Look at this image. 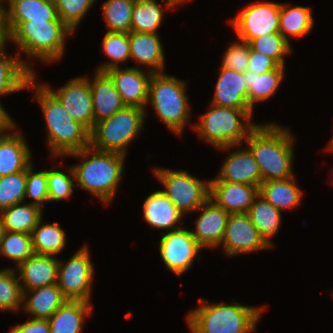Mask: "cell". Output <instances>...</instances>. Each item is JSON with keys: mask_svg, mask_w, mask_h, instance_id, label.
<instances>
[{"mask_svg": "<svg viewBox=\"0 0 333 333\" xmlns=\"http://www.w3.org/2000/svg\"><path fill=\"white\" fill-rule=\"evenodd\" d=\"M4 232H5V230H4V226H3V222H2V217H1V214H0V243L2 241Z\"/></svg>", "mask_w": 333, "mask_h": 333, "instance_id": "51", "label": "cell"}, {"mask_svg": "<svg viewBox=\"0 0 333 333\" xmlns=\"http://www.w3.org/2000/svg\"><path fill=\"white\" fill-rule=\"evenodd\" d=\"M59 258L33 254L17 268L22 292L57 283Z\"/></svg>", "mask_w": 333, "mask_h": 333, "instance_id": "19", "label": "cell"}, {"mask_svg": "<svg viewBox=\"0 0 333 333\" xmlns=\"http://www.w3.org/2000/svg\"><path fill=\"white\" fill-rule=\"evenodd\" d=\"M11 41L12 31L9 25L8 3L7 0H0V48L8 46Z\"/></svg>", "mask_w": 333, "mask_h": 333, "instance_id": "48", "label": "cell"}, {"mask_svg": "<svg viewBox=\"0 0 333 333\" xmlns=\"http://www.w3.org/2000/svg\"><path fill=\"white\" fill-rule=\"evenodd\" d=\"M34 254L32 237L23 232L5 231L0 243V256L14 262L12 268L16 269L27 258Z\"/></svg>", "mask_w": 333, "mask_h": 333, "instance_id": "39", "label": "cell"}, {"mask_svg": "<svg viewBox=\"0 0 333 333\" xmlns=\"http://www.w3.org/2000/svg\"><path fill=\"white\" fill-rule=\"evenodd\" d=\"M89 251L84 244L67 262L59 259L57 285L67 300L91 303L95 266Z\"/></svg>", "mask_w": 333, "mask_h": 333, "instance_id": "10", "label": "cell"}, {"mask_svg": "<svg viewBox=\"0 0 333 333\" xmlns=\"http://www.w3.org/2000/svg\"><path fill=\"white\" fill-rule=\"evenodd\" d=\"M34 162L26 169L25 200L31 199V204L44 208V203L49 202L47 170L34 172Z\"/></svg>", "mask_w": 333, "mask_h": 333, "instance_id": "44", "label": "cell"}, {"mask_svg": "<svg viewBox=\"0 0 333 333\" xmlns=\"http://www.w3.org/2000/svg\"><path fill=\"white\" fill-rule=\"evenodd\" d=\"M9 25L13 32L22 22L61 21L54 1L51 0H7Z\"/></svg>", "mask_w": 333, "mask_h": 333, "instance_id": "28", "label": "cell"}, {"mask_svg": "<svg viewBox=\"0 0 333 333\" xmlns=\"http://www.w3.org/2000/svg\"><path fill=\"white\" fill-rule=\"evenodd\" d=\"M211 104L235 109H251L243 72L220 67Z\"/></svg>", "mask_w": 333, "mask_h": 333, "instance_id": "21", "label": "cell"}, {"mask_svg": "<svg viewBox=\"0 0 333 333\" xmlns=\"http://www.w3.org/2000/svg\"><path fill=\"white\" fill-rule=\"evenodd\" d=\"M97 0H54L60 20L75 34L83 18Z\"/></svg>", "mask_w": 333, "mask_h": 333, "instance_id": "43", "label": "cell"}, {"mask_svg": "<svg viewBox=\"0 0 333 333\" xmlns=\"http://www.w3.org/2000/svg\"><path fill=\"white\" fill-rule=\"evenodd\" d=\"M73 33L62 21L22 22L12 32L11 42L17 46L20 58L21 53L30 58L25 60V65L36 74L29 62L36 59L41 63H56L65 54V43Z\"/></svg>", "mask_w": 333, "mask_h": 333, "instance_id": "5", "label": "cell"}, {"mask_svg": "<svg viewBox=\"0 0 333 333\" xmlns=\"http://www.w3.org/2000/svg\"><path fill=\"white\" fill-rule=\"evenodd\" d=\"M285 75V66H277L266 73L255 74L252 71L243 72L248 88V104L254 111V106L259 102H265L277 93Z\"/></svg>", "mask_w": 333, "mask_h": 333, "instance_id": "31", "label": "cell"}, {"mask_svg": "<svg viewBox=\"0 0 333 333\" xmlns=\"http://www.w3.org/2000/svg\"><path fill=\"white\" fill-rule=\"evenodd\" d=\"M232 301L231 304L208 303L199 297L201 306L186 314L190 333H254L265 307L245 306Z\"/></svg>", "mask_w": 333, "mask_h": 333, "instance_id": "4", "label": "cell"}, {"mask_svg": "<svg viewBox=\"0 0 333 333\" xmlns=\"http://www.w3.org/2000/svg\"><path fill=\"white\" fill-rule=\"evenodd\" d=\"M37 75L29 81L26 89L34 91L36 101L46 124V143L51 159L67 155L90 146V132L73 120L61 102L41 83ZM58 157V158H57Z\"/></svg>", "mask_w": 333, "mask_h": 333, "instance_id": "1", "label": "cell"}, {"mask_svg": "<svg viewBox=\"0 0 333 333\" xmlns=\"http://www.w3.org/2000/svg\"><path fill=\"white\" fill-rule=\"evenodd\" d=\"M248 44L252 50L272 58L279 66H285V58L292 51L291 43L279 32L265 34Z\"/></svg>", "mask_w": 333, "mask_h": 333, "instance_id": "40", "label": "cell"}, {"mask_svg": "<svg viewBox=\"0 0 333 333\" xmlns=\"http://www.w3.org/2000/svg\"><path fill=\"white\" fill-rule=\"evenodd\" d=\"M190 0H181V2L183 3V4H186L187 2H189Z\"/></svg>", "mask_w": 333, "mask_h": 333, "instance_id": "52", "label": "cell"}, {"mask_svg": "<svg viewBox=\"0 0 333 333\" xmlns=\"http://www.w3.org/2000/svg\"><path fill=\"white\" fill-rule=\"evenodd\" d=\"M8 333H50V325L48 319L30 318L12 326Z\"/></svg>", "mask_w": 333, "mask_h": 333, "instance_id": "47", "label": "cell"}, {"mask_svg": "<svg viewBox=\"0 0 333 333\" xmlns=\"http://www.w3.org/2000/svg\"><path fill=\"white\" fill-rule=\"evenodd\" d=\"M68 157L80 158L72 165L76 188L81 187L104 205H109L124 174L126 156L116 152L100 151L88 146ZM82 159V160H81Z\"/></svg>", "mask_w": 333, "mask_h": 333, "instance_id": "3", "label": "cell"}, {"mask_svg": "<svg viewBox=\"0 0 333 333\" xmlns=\"http://www.w3.org/2000/svg\"><path fill=\"white\" fill-rule=\"evenodd\" d=\"M196 211H201L195 221L192 236L204 249H216L224 236L229 213L208 199Z\"/></svg>", "mask_w": 333, "mask_h": 333, "instance_id": "17", "label": "cell"}, {"mask_svg": "<svg viewBox=\"0 0 333 333\" xmlns=\"http://www.w3.org/2000/svg\"><path fill=\"white\" fill-rule=\"evenodd\" d=\"M295 177L262 182L259 186V195L281 212L298 208L302 203L304 192L297 185Z\"/></svg>", "mask_w": 333, "mask_h": 333, "instance_id": "30", "label": "cell"}, {"mask_svg": "<svg viewBox=\"0 0 333 333\" xmlns=\"http://www.w3.org/2000/svg\"><path fill=\"white\" fill-rule=\"evenodd\" d=\"M135 0H106L102 4L103 20L109 32H131Z\"/></svg>", "mask_w": 333, "mask_h": 333, "instance_id": "37", "label": "cell"}, {"mask_svg": "<svg viewBox=\"0 0 333 333\" xmlns=\"http://www.w3.org/2000/svg\"><path fill=\"white\" fill-rule=\"evenodd\" d=\"M21 283L12 267L0 268V310L18 312L22 309Z\"/></svg>", "mask_w": 333, "mask_h": 333, "instance_id": "38", "label": "cell"}, {"mask_svg": "<svg viewBox=\"0 0 333 333\" xmlns=\"http://www.w3.org/2000/svg\"><path fill=\"white\" fill-rule=\"evenodd\" d=\"M26 170L0 177V211L26 202Z\"/></svg>", "mask_w": 333, "mask_h": 333, "instance_id": "41", "label": "cell"}, {"mask_svg": "<svg viewBox=\"0 0 333 333\" xmlns=\"http://www.w3.org/2000/svg\"><path fill=\"white\" fill-rule=\"evenodd\" d=\"M247 214L260 236L273 248L272 238L280 229L282 212L258 195Z\"/></svg>", "mask_w": 333, "mask_h": 333, "instance_id": "33", "label": "cell"}, {"mask_svg": "<svg viewBox=\"0 0 333 333\" xmlns=\"http://www.w3.org/2000/svg\"><path fill=\"white\" fill-rule=\"evenodd\" d=\"M310 7L290 6V3L280 5L279 33L288 41L292 38H302L313 29L314 18Z\"/></svg>", "mask_w": 333, "mask_h": 333, "instance_id": "32", "label": "cell"}, {"mask_svg": "<svg viewBox=\"0 0 333 333\" xmlns=\"http://www.w3.org/2000/svg\"><path fill=\"white\" fill-rule=\"evenodd\" d=\"M280 5L277 2H250L238 15L229 19L237 39L249 43L265 34L279 32Z\"/></svg>", "mask_w": 333, "mask_h": 333, "instance_id": "11", "label": "cell"}, {"mask_svg": "<svg viewBox=\"0 0 333 333\" xmlns=\"http://www.w3.org/2000/svg\"><path fill=\"white\" fill-rule=\"evenodd\" d=\"M90 82L94 124L124 109L121 95L106 72L95 71Z\"/></svg>", "mask_w": 333, "mask_h": 333, "instance_id": "23", "label": "cell"}, {"mask_svg": "<svg viewBox=\"0 0 333 333\" xmlns=\"http://www.w3.org/2000/svg\"><path fill=\"white\" fill-rule=\"evenodd\" d=\"M157 243H159L161 261L167 270L178 277L187 272L196 259L202 258L199 253L204 248L195 240L187 227L165 232Z\"/></svg>", "mask_w": 333, "mask_h": 333, "instance_id": "12", "label": "cell"}, {"mask_svg": "<svg viewBox=\"0 0 333 333\" xmlns=\"http://www.w3.org/2000/svg\"><path fill=\"white\" fill-rule=\"evenodd\" d=\"M102 49L111 61L100 64L96 71L106 72L108 69L120 67L124 62L131 60L129 33L106 31L102 40Z\"/></svg>", "mask_w": 333, "mask_h": 333, "instance_id": "36", "label": "cell"}, {"mask_svg": "<svg viewBox=\"0 0 333 333\" xmlns=\"http://www.w3.org/2000/svg\"><path fill=\"white\" fill-rule=\"evenodd\" d=\"M43 223L42 218L31 233L34 254L57 256L66 246V232L57 221Z\"/></svg>", "mask_w": 333, "mask_h": 333, "instance_id": "35", "label": "cell"}, {"mask_svg": "<svg viewBox=\"0 0 333 333\" xmlns=\"http://www.w3.org/2000/svg\"><path fill=\"white\" fill-rule=\"evenodd\" d=\"M152 172L164 186L162 191L184 214L195 213L210 196V179L201 180L186 170L153 167Z\"/></svg>", "mask_w": 333, "mask_h": 333, "instance_id": "9", "label": "cell"}, {"mask_svg": "<svg viewBox=\"0 0 333 333\" xmlns=\"http://www.w3.org/2000/svg\"><path fill=\"white\" fill-rule=\"evenodd\" d=\"M106 73L113 80L126 106L146 110L149 82L153 73L134 66L114 67L108 69Z\"/></svg>", "mask_w": 333, "mask_h": 333, "instance_id": "16", "label": "cell"}, {"mask_svg": "<svg viewBox=\"0 0 333 333\" xmlns=\"http://www.w3.org/2000/svg\"><path fill=\"white\" fill-rule=\"evenodd\" d=\"M221 245L227 257L272 248L260 236L247 213L229 214Z\"/></svg>", "mask_w": 333, "mask_h": 333, "instance_id": "14", "label": "cell"}, {"mask_svg": "<svg viewBox=\"0 0 333 333\" xmlns=\"http://www.w3.org/2000/svg\"><path fill=\"white\" fill-rule=\"evenodd\" d=\"M16 128L0 136V177L24 171L33 163L27 140Z\"/></svg>", "mask_w": 333, "mask_h": 333, "instance_id": "22", "label": "cell"}, {"mask_svg": "<svg viewBox=\"0 0 333 333\" xmlns=\"http://www.w3.org/2000/svg\"><path fill=\"white\" fill-rule=\"evenodd\" d=\"M239 147L240 145H232L217 149L221 151L235 149V151L225 157L222 167L217 173L218 175L210 181H227L259 187L262 183V175L254 154L247 146Z\"/></svg>", "mask_w": 333, "mask_h": 333, "instance_id": "15", "label": "cell"}, {"mask_svg": "<svg viewBox=\"0 0 333 333\" xmlns=\"http://www.w3.org/2000/svg\"><path fill=\"white\" fill-rule=\"evenodd\" d=\"M287 126L276 122L259 123L245 143L254 154L262 175V182L284 180L295 176L294 136Z\"/></svg>", "mask_w": 333, "mask_h": 333, "instance_id": "2", "label": "cell"}, {"mask_svg": "<svg viewBox=\"0 0 333 333\" xmlns=\"http://www.w3.org/2000/svg\"><path fill=\"white\" fill-rule=\"evenodd\" d=\"M89 79L84 75L77 76L55 90L46 82L42 84L61 102L74 121L91 132L95 124Z\"/></svg>", "mask_w": 333, "mask_h": 333, "instance_id": "13", "label": "cell"}, {"mask_svg": "<svg viewBox=\"0 0 333 333\" xmlns=\"http://www.w3.org/2000/svg\"><path fill=\"white\" fill-rule=\"evenodd\" d=\"M326 151L332 152L333 153V136L331 137V140H329L328 144L326 145Z\"/></svg>", "mask_w": 333, "mask_h": 333, "instance_id": "50", "label": "cell"}, {"mask_svg": "<svg viewBox=\"0 0 333 333\" xmlns=\"http://www.w3.org/2000/svg\"><path fill=\"white\" fill-rule=\"evenodd\" d=\"M66 300L55 283L24 291L21 311L32 319H49Z\"/></svg>", "mask_w": 333, "mask_h": 333, "instance_id": "26", "label": "cell"}, {"mask_svg": "<svg viewBox=\"0 0 333 333\" xmlns=\"http://www.w3.org/2000/svg\"><path fill=\"white\" fill-rule=\"evenodd\" d=\"M143 218L150 228L166 232L179 229L182 214L162 190L154 191L143 202ZM179 223V225H177Z\"/></svg>", "mask_w": 333, "mask_h": 333, "instance_id": "24", "label": "cell"}, {"mask_svg": "<svg viewBox=\"0 0 333 333\" xmlns=\"http://www.w3.org/2000/svg\"><path fill=\"white\" fill-rule=\"evenodd\" d=\"M93 305L82 300H66L48 319L50 333H82Z\"/></svg>", "mask_w": 333, "mask_h": 333, "instance_id": "29", "label": "cell"}, {"mask_svg": "<svg viewBox=\"0 0 333 333\" xmlns=\"http://www.w3.org/2000/svg\"><path fill=\"white\" fill-rule=\"evenodd\" d=\"M165 1V2H164ZM135 0L132 10L131 32L158 34L166 10L184 4L180 0Z\"/></svg>", "mask_w": 333, "mask_h": 333, "instance_id": "25", "label": "cell"}, {"mask_svg": "<svg viewBox=\"0 0 333 333\" xmlns=\"http://www.w3.org/2000/svg\"><path fill=\"white\" fill-rule=\"evenodd\" d=\"M7 47L0 48V96L26 90L34 73L25 65L18 54L10 55Z\"/></svg>", "mask_w": 333, "mask_h": 333, "instance_id": "27", "label": "cell"}, {"mask_svg": "<svg viewBox=\"0 0 333 333\" xmlns=\"http://www.w3.org/2000/svg\"><path fill=\"white\" fill-rule=\"evenodd\" d=\"M277 66L278 64L272 58L250 48L248 71L261 74L274 70Z\"/></svg>", "mask_w": 333, "mask_h": 333, "instance_id": "46", "label": "cell"}, {"mask_svg": "<svg viewBox=\"0 0 333 333\" xmlns=\"http://www.w3.org/2000/svg\"><path fill=\"white\" fill-rule=\"evenodd\" d=\"M56 166V168H54ZM50 170H47V181H48V197L49 202H56L61 200H69L76 187L75 177L72 167L69 166L66 173L57 170V165ZM68 172V173H67Z\"/></svg>", "mask_w": 333, "mask_h": 333, "instance_id": "42", "label": "cell"}, {"mask_svg": "<svg viewBox=\"0 0 333 333\" xmlns=\"http://www.w3.org/2000/svg\"><path fill=\"white\" fill-rule=\"evenodd\" d=\"M249 55V44L246 41L238 39V41L231 43L222 55L220 67L233 69L238 72L248 71Z\"/></svg>", "mask_w": 333, "mask_h": 333, "instance_id": "45", "label": "cell"}, {"mask_svg": "<svg viewBox=\"0 0 333 333\" xmlns=\"http://www.w3.org/2000/svg\"><path fill=\"white\" fill-rule=\"evenodd\" d=\"M146 117L145 109L126 106L110 118L95 123L90 132V146L127 156L128 145L144 128Z\"/></svg>", "mask_w": 333, "mask_h": 333, "instance_id": "8", "label": "cell"}, {"mask_svg": "<svg viewBox=\"0 0 333 333\" xmlns=\"http://www.w3.org/2000/svg\"><path fill=\"white\" fill-rule=\"evenodd\" d=\"M3 107L4 106H2V104L0 102V136L8 134L15 127H17V124L14 121V119L11 118V116L8 114V112Z\"/></svg>", "mask_w": 333, "mask_h": 333, "instance_id": "49", "label": "cell"}, {"mask_svg": "<svg viewBox=\"0 0 333 333\" xmlns=\"http://www.w3.org/2000/svg\"><path fill=\"white\" fill-rule=\"evenodd\" d=\"M5 231L30 234L43 218L40 206L22 202L0 211Z\"/></svg>", "mask_w": 333, "mask_h": 333, "instance_id": "34", "label": "cell"}, {"mask_svg": "<svg viewBox=\"0 0 333 333\" xmlns=\"http://www.w3.org/2000/svg\"><path fill=\"white\" fill-rule=\"evenodd\" d=\"M258 195V186L227 181H210L209 199L229 214L248 213Z\"/></svg>", "mask_w": 333, "mask_h": 333, "instance_id": "18", "label": "cell"}, {"mask_svg": "<svg viewBox=\"0 0 333 333\" xmlns=\"http://www.w3.org/2000/svg\"><path fill=\"white\" fill-rule=\"evenodd\" d=\"M210 109L193 124L199 138L214 149L242 145L250 132L258 125L252 122V109H235L210 104Z\"/></svg>", "mask_w": 333, "mask_h": 333, "instance_id": "6", "label": "cell"}, {"mask_svg": "<svg viewBox=\"0 0 333 333\" xmlns=\"http://www.w3.org/2000/svg\"><path fill=\"white\" fill-rule=\"evenodd\" d=\"M186 87L184 80L165 72L152 74L149 82L147 105L176 136L183 135L185 126L192 119Z\"/></svg>", "mask_w": 333, "mask_h": 333, "instance_id": "7", "label": "cell"}, {"mask_svg": "<svg viewBox=\"0 0 333 333\" xmlns=\"http://www.w3.org/2000/svg\"><path fill=\"white\" fill-rule=\"evenodd\" d=\"M129 44L131 59L139 65L135 67H146L145 70L153 74L164 73L165 52L158 34L130 32Z\"/></svg>", "mask_w": 333, "mask_h": 333, "instance_id": "20", "label": "cell"}]
</instances>
